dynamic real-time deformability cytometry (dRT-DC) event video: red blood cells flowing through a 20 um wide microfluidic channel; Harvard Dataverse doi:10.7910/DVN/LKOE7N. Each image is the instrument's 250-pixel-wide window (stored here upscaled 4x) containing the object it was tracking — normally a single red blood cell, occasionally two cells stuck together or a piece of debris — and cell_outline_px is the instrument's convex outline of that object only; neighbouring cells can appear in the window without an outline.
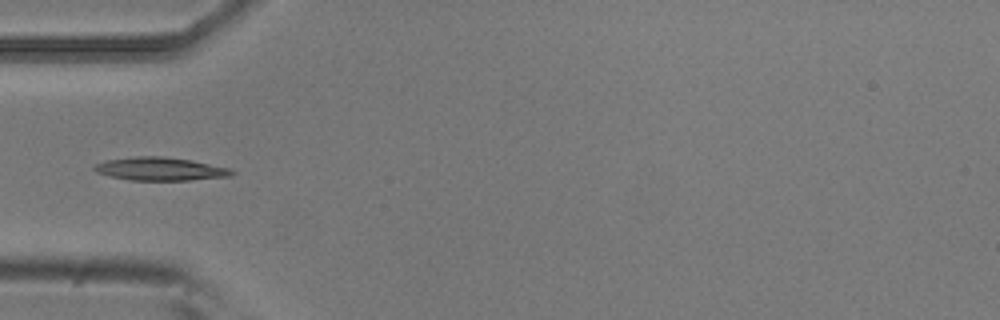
{"species": "common noctule bat (a hibernating species)", "species_latin": "Nyctalus noctula", "temperature_condition": "room temperature", "stored_images_in_passage": 6, "camera_frame_rate_fps": 3000, "um_per_image_px": 0.085, "animal": {"sex": "male", "body_mass_g": 20.5, "forearm_length_mm": 52.5}, "frame": {"image": 1, "passage_image": 5, "time_ms": 1.333, "image_size_px": [1000, 320], "cell_outline_px": [[236, 172], [232, 176], [192, 180], [128, 180], [96, 172], [92, 168], [96, 164], [104, 160], [136, 156], [164, 156], [192, 160], [232, 168]], "centroid_in_image_um": [13.67, 14.35], "position_along_channel_um": 71.3, "area_um2": 18.79}}
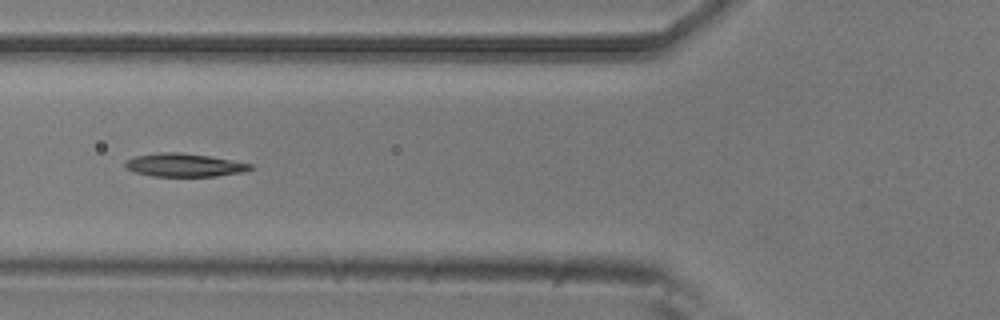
{"frame": {"image": 2, "passage_image": 6, "time_ms": 1.667, "image_size_px": [1000, 320], "cell_outline_px": [[256, 168], [244, 172], [216, 176], [152, 176], [136, 172], [124, 168], [124, 160], [136, 156], [160, 152], [180, 152], [208, 156], [252, 164]], "centroid_in_image_um": [15.65, 14.03], "position_along_channel_um": 110.1, "area_um2": 16.99}}